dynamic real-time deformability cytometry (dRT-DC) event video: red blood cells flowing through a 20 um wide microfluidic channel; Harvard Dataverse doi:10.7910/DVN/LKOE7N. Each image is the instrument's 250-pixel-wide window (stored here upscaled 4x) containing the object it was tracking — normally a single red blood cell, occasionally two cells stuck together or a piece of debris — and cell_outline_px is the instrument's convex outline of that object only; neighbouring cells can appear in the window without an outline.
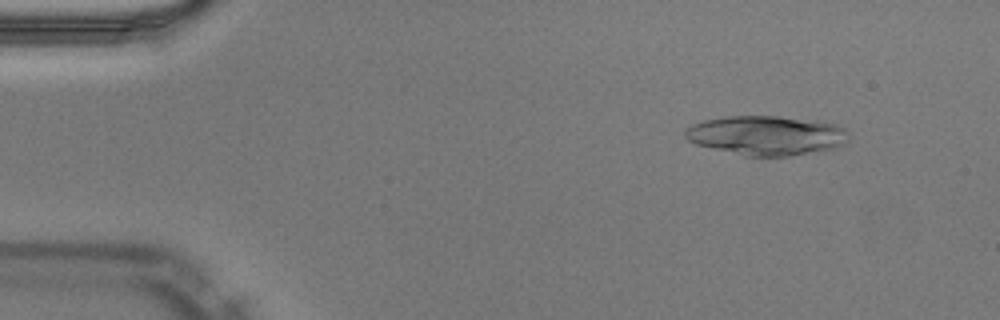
{"species": "Egyptian fruit bat (a non-hibernating species)", "species_latin": "Rousettus aegyptiacus", "temperature_condition": "warm", "stored_images_in_passage": 48, "camera_frame_rate_fps": 3000, "um_per_image_px": 0.085, "animal": {"sex": "male"}, "frame": {"image": 1, "passage_image": 5, "time_ms": 1.333, "image_size_px": [1000, 320], "cell_outline_px": [[848, 140], [840, 148], [788, 156], [744, 156], [696, 144], [688, 140], [684, 136], [684, 128], [692, 124], [704, 120], [728, 116], [776, 116], [816, 120], [836, 124], [844, 128], [848, 132]], "centroid_in_image_um": [65.17, 11.51], "position_along_channel_um": 19.8, "area_um2": 37.92}}